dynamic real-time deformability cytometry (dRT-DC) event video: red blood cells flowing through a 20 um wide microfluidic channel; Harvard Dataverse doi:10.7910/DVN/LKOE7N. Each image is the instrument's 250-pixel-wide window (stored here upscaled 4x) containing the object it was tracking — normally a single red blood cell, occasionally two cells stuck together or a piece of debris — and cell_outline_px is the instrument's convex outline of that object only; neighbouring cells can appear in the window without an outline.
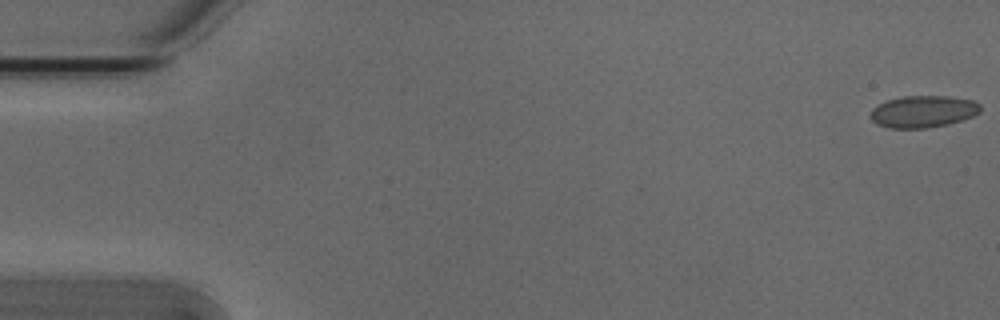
{"species": "Egyptian fruit bat (a non-hibernating species)", "species_latin": "Rousettus aegyptiacus", "temperature_condition": "cold", "stored_images_in_passage": 14, "camera_frame_rate_fps": 3000, "um_per_image_px": 0.085, "animal": {"sex": "male"}, "frame": {"image": 1, "passage_image": 1, "time_ms": 0.0, "image_size_px": [1000, 320], "cell_outline_px": [[980, 112], [972, 116], [948, 124], [928, 128], [888, 128], [876, 124], [872, 120], [872, 108], [888, 100], [904, 96], [948, 96], [972, 100], [980, 104]], "centroid_in_image_um": [78.47, 9.48], "position_along_channel_um": 6.5, "area_um2": 20.29}}
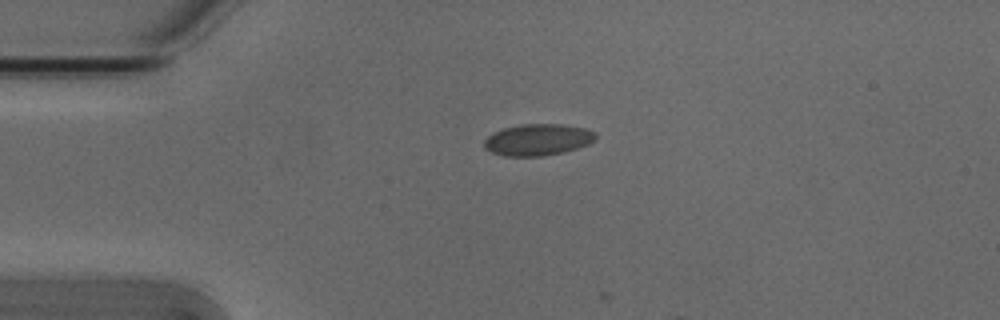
{"frame": {"image": 2, "passage_image": 13, "time_ms": 4.0, "image_size_px": [1000, 320], "cell_outline_px": [[596, 140], [588, 144], [564, 152], [540, 156], [504, 156], [492, 152], [484, 148], [484, 140], [492, 132], [504, 128], [520, 124], [560, 124], [584, 128], [596, 132]], "centroid_in_image_um": [45.7, 11.87], "position_along_channel_um": 39.3, "area_um2": 20.52}}